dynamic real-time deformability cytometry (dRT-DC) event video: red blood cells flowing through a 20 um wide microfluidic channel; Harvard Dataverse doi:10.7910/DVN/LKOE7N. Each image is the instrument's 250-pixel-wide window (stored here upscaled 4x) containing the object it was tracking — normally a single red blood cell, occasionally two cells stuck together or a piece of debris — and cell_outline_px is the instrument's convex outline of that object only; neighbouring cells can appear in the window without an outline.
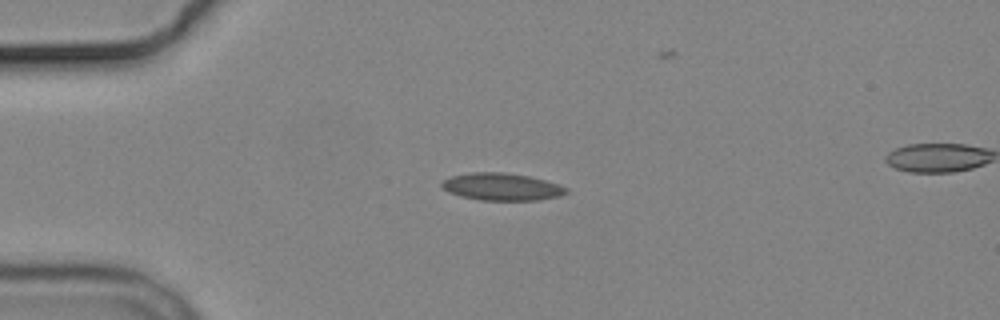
{"species": "common noctule bat (a hibernating species)", "species_latin": "Nyctalus noctula", "temperature_condition": "cold", "stored_images_in_passage": 8, "camera_frame_rate_fps": 3000, "um_per_image_px": 0.085, "animal": {"sex": "male", "body_mass_g": 19.2, "forearm_length_mm": 51.8}, "frame": {"image": 1, "passage_image": 2, "time_ms": 1.333, "image_size_px": [1000, 320], "cell_outline_px": [[568, 192], [560, 196], [536, 200], [480, 200], [460, 196], [448, 192], [440, 184], [444, 180], [452, 176], [468, 172], [504, 172], [528, 176], [560, 184], [568, 188]], "centroid_in_image_um": [42.65, 15.87], "position_along_channel_um": 42.3, "area_um2": 19.83}}
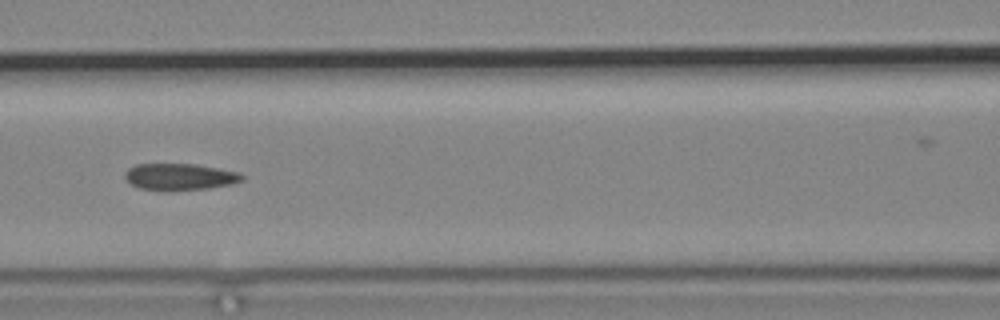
{"frame": {"image": 2, "passage_image": 5, "time_ms": 5.0, "image_size_px": [1000, 320], "cell_outline_px": [[244, 180], [232, 184], [208, 188], [140, 188], [132, 184], [124, 176], [124, 172], [128, 168], [136, 164], [196, 164], [240, 172], [244, 176]], "centroid_in_image_um": [15.33, 14.98], "position_along_channel_um": 151.3, "area_um2": 17.51}}
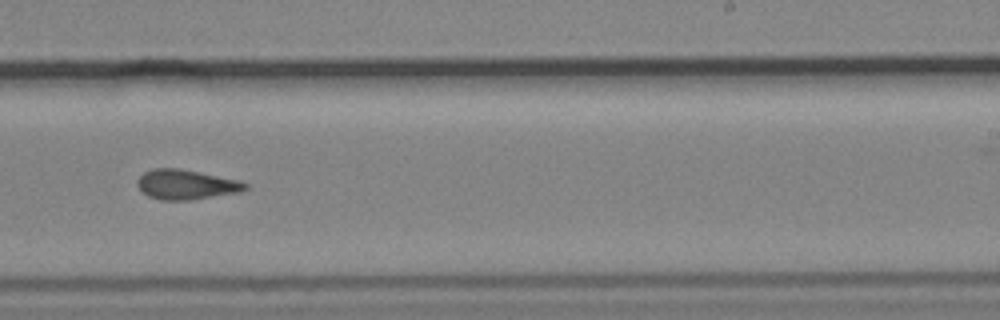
{"frame": {"image": 3, "passage_image": 8, "time_ms": 8.333, "image_size_px": [1000, 320], "cell_outline_px": [[248, 188], [240, 192], [188, 200], [160, 200], [148, 196], [136, 184], [136, 180], [144, 172], [152, 168], [180, 168], [240, 180], [248, 184]], "centroid_in_image_um": [15.82, 15.67], "position_along_channel_um": 273.2, "area_um2": 18.79}}